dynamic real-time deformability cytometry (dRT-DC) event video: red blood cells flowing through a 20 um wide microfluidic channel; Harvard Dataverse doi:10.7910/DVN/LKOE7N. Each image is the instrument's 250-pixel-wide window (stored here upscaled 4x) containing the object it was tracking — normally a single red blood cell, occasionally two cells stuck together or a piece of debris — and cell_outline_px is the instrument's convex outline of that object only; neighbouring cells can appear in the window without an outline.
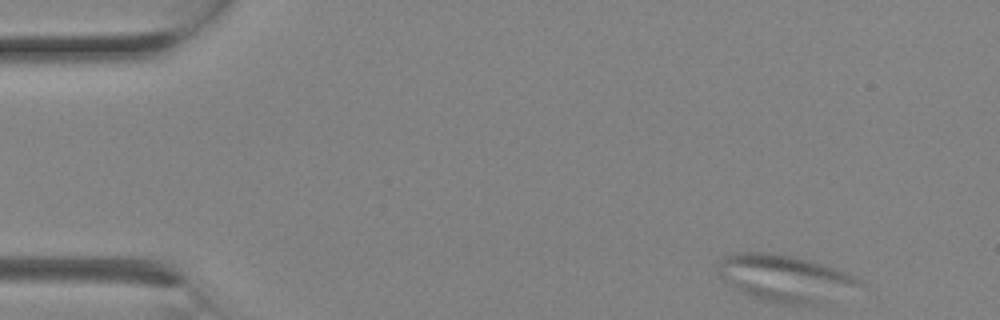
{"species": "Egyptian fruit bat (a non-hibernating species)", "species_latin": "Rousettus aegyptiacus", "temperature_condition": "room temperature", "stored_images_in_passage": 2, "camera_frame_rate_fps": 3000, "um_per_image_px": 0.085, "animal": {"sex": "female"}, "frame": {"image": 1, "passage_image": 2, "time_ms": 0.333, "image_size_px": [1000, 320], "cell_outline_px": [[860, 284], [824, 304], [784, 304], [764, 300], [752, 296], [744, 292], [724, 280], [720, 276], [720, 260], [724, 256], [732, 252], [764, 252], [792, 256], [820, 264], [844, 272], [860, 280]], "centroid_in_image_um": [66.69, 23.64], "position_along_channel_um": 18.3, "area_um2": 37.4}}